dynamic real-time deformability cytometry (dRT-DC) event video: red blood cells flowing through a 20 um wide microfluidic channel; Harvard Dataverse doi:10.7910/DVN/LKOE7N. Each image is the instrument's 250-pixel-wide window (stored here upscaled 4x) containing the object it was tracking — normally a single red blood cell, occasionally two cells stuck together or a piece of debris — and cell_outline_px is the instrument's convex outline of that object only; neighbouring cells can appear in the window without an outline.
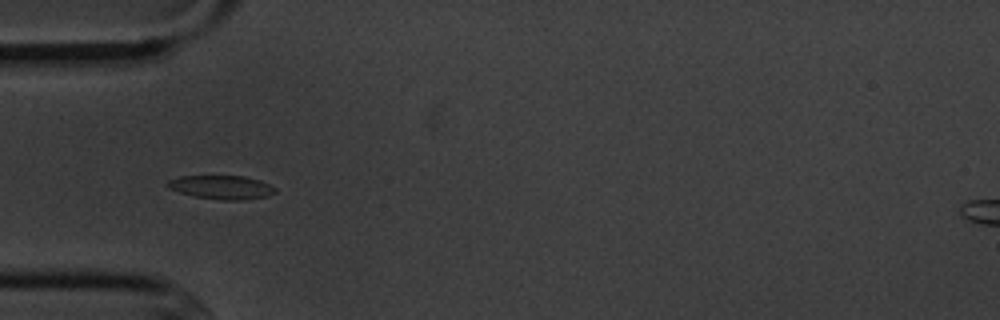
{"species": "common noctule bat (a hibernating species)", "species_latin": "Nyctalus noctula", "temperature_condition": "cold", "stored_images_in_passage": 7, "camera_frame_rate_fps": 3000, "um_per_image_px": 0.085, "animal": {"sex": "male", "body_mass_g": 20.1, "forearm_length_mm": 53.5}, "frame": {"image": 1, "passage_image": 5, "time_ms": 4.667, "image_size_px": [1000, 320], "cell_outline_px": [[276, 192], [268, 196], [244, 200], [220, 200], [192, 196], [168, 188], [164, 184], [168, 180], [180, 176], [244, 176], [260, 180], [276, 188]], "centroid_in_image_um": [18.81, 15.92], "position_along_channel_um": 66.2, "area_um2": 15.03}}
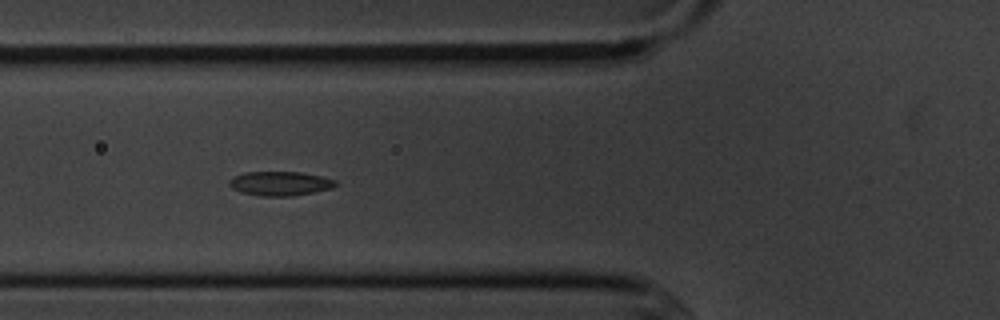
{"frame": {"image": 2, "passage_image": 6, "time_ms": 5.667, "image_size_px": [1000, 320], "cell_outline_px": [[336, 184], [332, 188], [292, 196], [260, 196], [244, 192], [232, 188], [228, 184], [228, 180], [232, 176], [244, 172], [300, 172], [320, 176], [336, 180]], "centroid_in_image_um": [23.76, 15.59], "position_along_channel_um": 102.0, "area_um2": 14.91}}
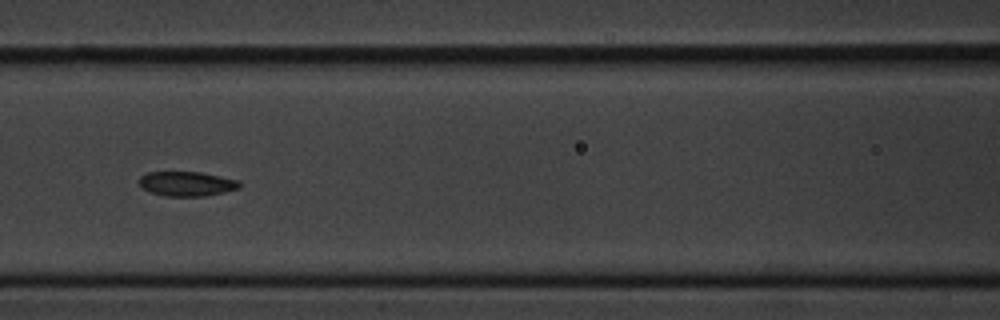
{"frame": {"image": 3, "passage_image": 7, "time_ms": 7.0, "image_size_px": [1000, 320], "cell_outline_px": [[240, 188], [208, 196], [164, 196], [148, 192], [140, 188], [140, 176], [148, 172], [200, 172], [240, 180]], "centroid_in_image_um": [15.87, 15.63], "position_along_channel_um": 150.7, "area_um2": 14.57}}